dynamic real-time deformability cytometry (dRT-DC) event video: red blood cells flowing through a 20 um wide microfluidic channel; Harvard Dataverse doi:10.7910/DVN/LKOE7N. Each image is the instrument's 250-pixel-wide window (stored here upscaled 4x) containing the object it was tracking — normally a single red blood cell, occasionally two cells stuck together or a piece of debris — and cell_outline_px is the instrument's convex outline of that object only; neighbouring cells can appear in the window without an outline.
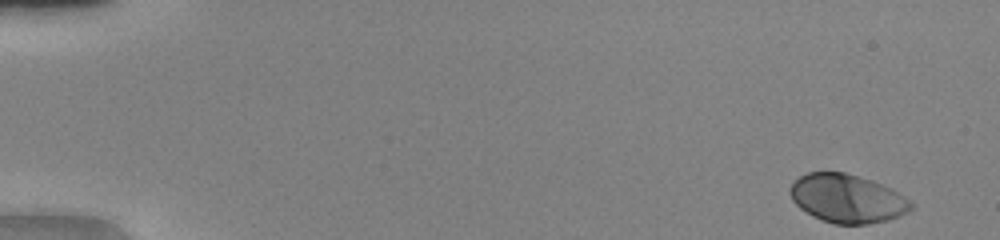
{"species": "human", "species_latin": "Homo sapiens", "temperature_condition": "warm", "stored_images_in_passage": 49, "camera_frame_rate_fps": 3000, "um_per_image_px": 0.085, "donor": {"sex": "female"}, "frame": {"image": 1, "passage_image": 1, "time_ms": 0.0, "image_size_px": [1000, 240], "cell_outline_px": [[916, 208], [900, 216], [888, 220], [868, 224], [836, 224], [812, 216], [800, 208], [792, 200], [788, 192], [788, 188], [800, 176], [808, 172], [844, 172], [872, 180], [892, 188], [916, 204]], "centroid_in_image_um": [72.05, 16.88], "position_along_channel_um": 13.0, "area_um2": 34.51}}
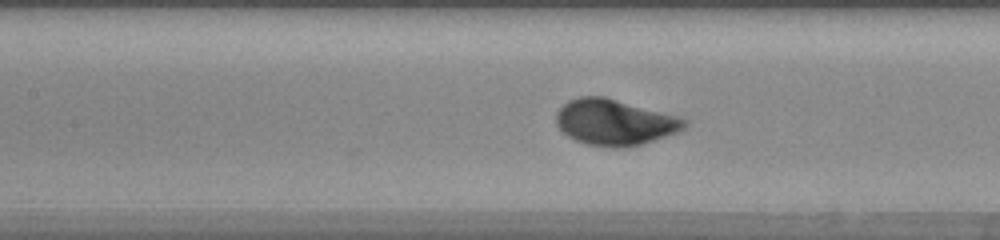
{"frame": {"image": 2, "passage_image": 23, "time_ms": 7.333, "image_size_px": [1000, 240], "cell_outline_px": [[688, 124], [684, 128], [676, 132], [640, 144], [624, 148], [616, 148], [588, 144], [576, 140], [568, 136], [556, 124], [556, 112], [568, 100], [580, 96], [604, 96], [676, 116], [688, 120]], "centroid_in_image_um": [52.21, 10.38], "position_along_channel_um": 155.2, "area_um2": 33.87}}
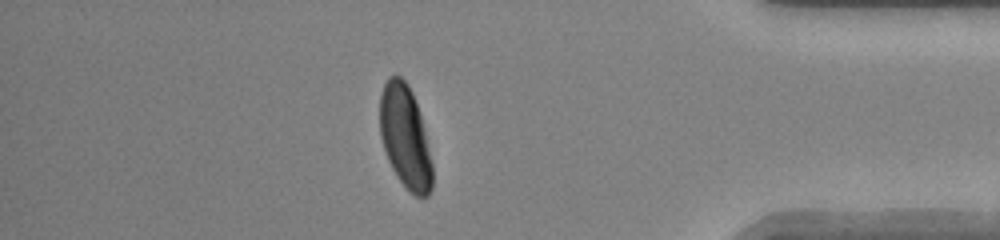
{"frame": {"image": 3, "passage_image": 43, "time_ms": 14.0, "image_size_px": [1000, 240], "cell_outline_px": [[432, 188], [428, 196], [416, 196], [396, 176], [388, 160], [380, 136], [380, 92], [388, 76], [400, 76], [408, 84], [412, 92], [420, 116], [432, 164]], "centroid_in_image_um": [34.41, 11.62], "position_along_channel_um": 400.8, "area_um2": 30.92}, "authors_computed_cell_mechanics": {"area_um2": 33.5818, "velocity_mm_per_s": 4.1013, "shape_relaxation_time_tau1_ms": 1.9217, "shape_relaxation_time_tau2_ms": null, "deformation_change_tau1": 0.1663, "deformation_change_tau2": null}}